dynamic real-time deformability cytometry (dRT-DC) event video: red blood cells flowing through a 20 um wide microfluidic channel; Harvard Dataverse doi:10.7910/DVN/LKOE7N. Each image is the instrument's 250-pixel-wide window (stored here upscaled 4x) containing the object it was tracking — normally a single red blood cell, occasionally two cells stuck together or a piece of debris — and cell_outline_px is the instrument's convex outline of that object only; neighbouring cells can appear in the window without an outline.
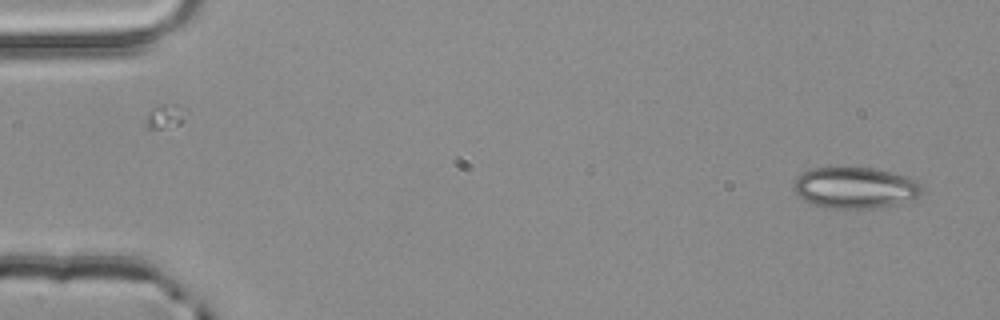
{"species": "common noctule bat (a hibernating species)", "species_latin": "Nyctalus noctula", "temperature_condition": "room temperature", "stored_images_in_passage": 2, "camera_frame_rate_fps": 3000, "um_per_image_px": 0.085, "animal": {"sex": "male", "body_mass_g": 20.4}, "frame": {"image": 1, "passage_image": 2, "time_ms": 0.333, "image_size_px": [1000, 320], "cell_outline_px": [[924, 192], [916, 200], [872, 208], [832, 208], [812, 204], [804, 200], [796, 192], [792, 184], [804, 172], [812, 168], [872, 168], [908, 176], [916, 180], [920, 184]], "centroid_in_image_um": [72.75, 15.96], "position_along_channel_um": 12.3, "area_um2": 30.69}}